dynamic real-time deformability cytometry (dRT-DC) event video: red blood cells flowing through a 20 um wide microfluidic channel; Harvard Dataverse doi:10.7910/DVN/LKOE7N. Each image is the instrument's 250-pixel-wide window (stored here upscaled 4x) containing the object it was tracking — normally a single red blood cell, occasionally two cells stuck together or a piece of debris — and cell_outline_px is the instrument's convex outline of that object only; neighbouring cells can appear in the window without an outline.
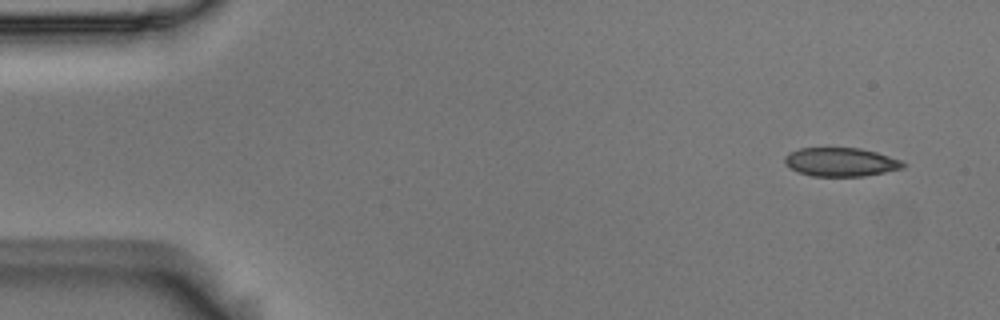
{"species": "Egyptian fruit bat (a non-hibernating species)", "species_latin": "Rousettus aegyptiacus", "temperature_condition": "room temperature", "stored_images_in_passage": 8, "camera_frame_rate_fps": 3000, "um_per_image_px": 0.085, "animal": {"sex": "male"}, "frame": {"image": 1, "passage_image": 1, "time_ms": 0.0, "image_size_px": [1000, 320], "cell_outline_px": [[908, 164], [904, 168], [864, 176], [812, 176], [788, 168], [784, 164], [784, 156], [788, 152], [800, 148], [860, 148], [876, 152], [900, 160]], "centroid_in_image_um": [71.44, 13.77], "position_along_channel_um": 13.6, "area_um2": 19.88}}
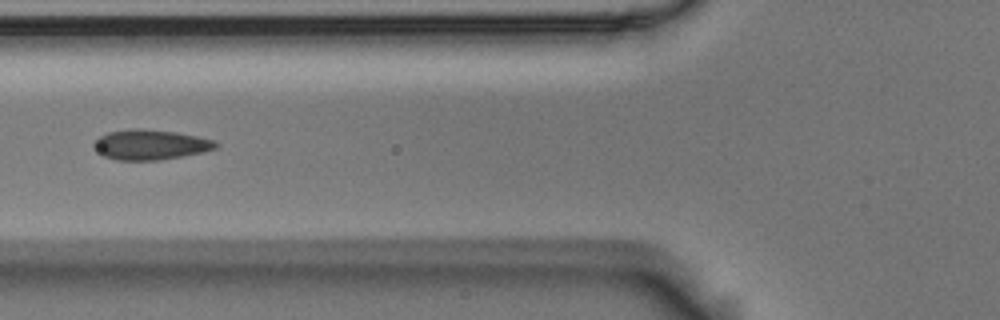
{"frame": {"image": 2, "passage_image": 6, "time_ms": 1.667, "image_size_px": [1000, 320], "cell_outline_px": [[220, 144], [216, 148], [204, 152], [160, 160], [116, 160], [104, 156], [96, 152], [92, 144], [100, 136], [108, 132], [176, 132], [216, 140]], "centroid_in_image_um": [12.83, 12.36], "position_along_channel_um": 113.0, "area_um2": 20.46}}
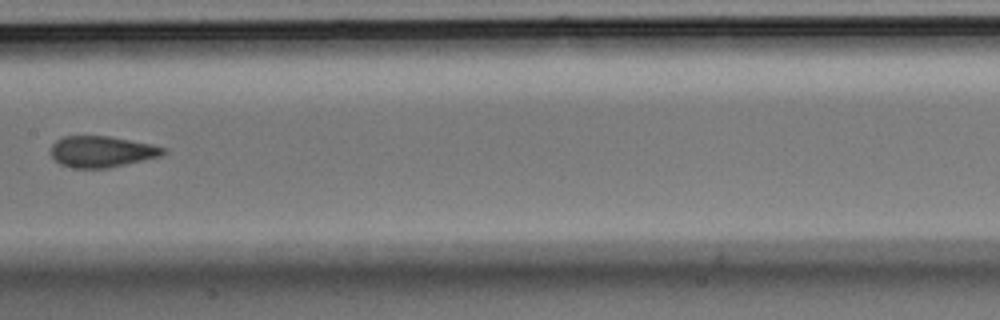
{"frame": {"image": 3, "passage_image": 8, "time_ms": 2.333, "image_size_px": [1000, 320], "cell_outline_px": [[164, 152], [160, 156], [108, 168], [72, 168], [60, 164], [52, 156], [52, 144], [56, 140], [64, 136], [108, 136], [148, 144], [164, 148]], "centroid_in_image_um": [8.59, 12.89], "position_along_channel_um": 198.8, "area_um2": 20.0}}